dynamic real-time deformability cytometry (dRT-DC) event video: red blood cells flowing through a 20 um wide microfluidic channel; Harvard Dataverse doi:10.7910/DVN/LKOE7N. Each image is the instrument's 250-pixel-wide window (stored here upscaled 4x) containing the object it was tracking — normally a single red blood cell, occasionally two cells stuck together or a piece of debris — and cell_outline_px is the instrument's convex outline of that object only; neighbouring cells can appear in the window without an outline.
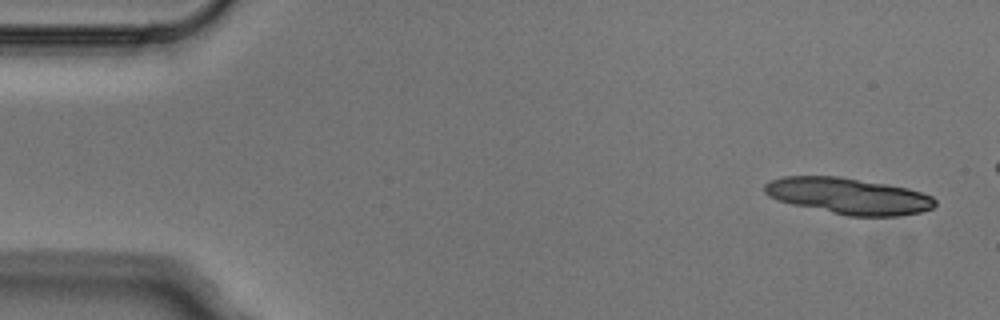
{"species": "Egyptian fruit bat (a non-hibernating species)", "species_latin": "Rousettus aegyptiacus", "temperature_condition": "cold", "stored_images_in_passage": 5, "camera_frame_rate_fps": 3000, "um_per_image_px": 0.085, "animal": {"sex": "male"}, "frame": {"image": 1, "passage_image": 1, "time_ms": 0.0, "image_size_px": [1000, 320], "cell_outline_px": [[936, 204], [932, 208], [920, 212], [900, 216], [848, 216], [792, 204], [776, 200], [768, 196], [764, 192], [764, 184], [772, 180], [784, 176], [840, 176], [888, 184], [908, 188], [932, 196], [936, 200]], "centroid_in_image_um": [72.12, 16.65], "position_along_channel_um": 12.9, "area_um2": 36.13}}